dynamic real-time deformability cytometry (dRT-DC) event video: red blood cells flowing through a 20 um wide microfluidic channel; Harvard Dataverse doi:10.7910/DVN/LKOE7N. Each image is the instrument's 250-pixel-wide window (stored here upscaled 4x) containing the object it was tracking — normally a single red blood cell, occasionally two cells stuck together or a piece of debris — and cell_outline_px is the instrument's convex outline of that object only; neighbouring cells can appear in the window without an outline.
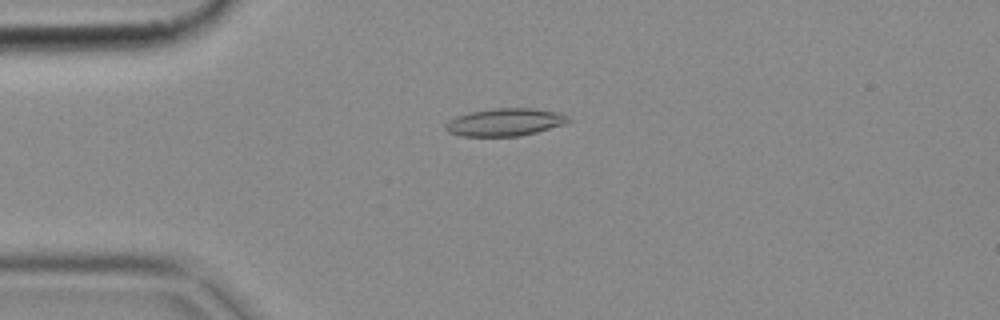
{"species": "common noctule bat (a hibernating species)", "species_latin": "Nyctalus noctula", "temperature_condition": "cold", "stored_images_in_passage": 4, "camera_frame_rate_fps": 3000, "um_per_image_px": 0.085, "animal": {"sex": "female", "body_mass_g": 18.4}, "frame": {"image": 1, "passage_image": 4, "time_ms": 1.0, "image_size_px": [1000, 320], "cell_outline_px": [[572, 120], [564, 124], [536, 132], [520, 136], [460, 136], [448, 132], [444, 128], [444, 124], [460, 116], [472, 112], [492, 108], [532, 108], [556, 112], [568, 116]], "centroid_in_image_um": [42.94, 10.39], "position_along_channel_um": 42.1, "area_um2": 19.54}}